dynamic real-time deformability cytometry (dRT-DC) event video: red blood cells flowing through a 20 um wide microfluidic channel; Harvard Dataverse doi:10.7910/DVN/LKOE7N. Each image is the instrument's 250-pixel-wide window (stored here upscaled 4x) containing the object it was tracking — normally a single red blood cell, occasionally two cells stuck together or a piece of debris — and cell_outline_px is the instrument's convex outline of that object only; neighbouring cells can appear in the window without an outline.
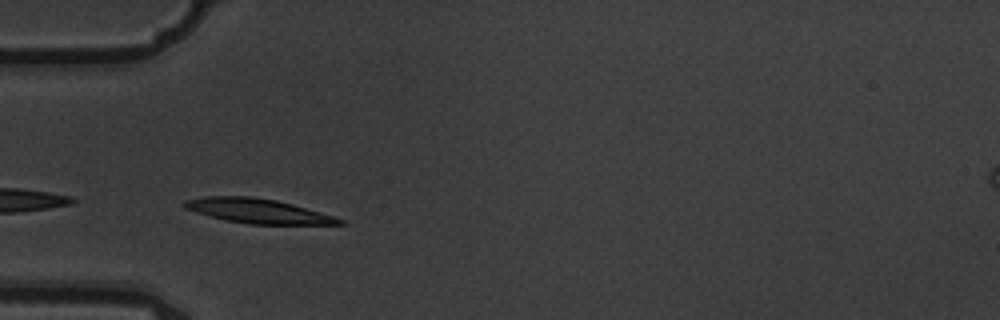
{"species": "common noctule bat (a hibernating species)", "species_latin": "Nyctalus noctula", "temperature_condition": "warm", "stored_images_in_passage": 3, "camera_frame_rate_fps": 3000, "um_per_image_px": 0.085, "animal": {"sex": "male", "body_mass_g": 19.5, "forearm_length_mm": 54.6}, "frame": {"image": 1, "passage_image": 2, "time_ms": 0.333, "image_size_px": [1000, 320], "cell_outline_px": [[348, 224], [248, 224], [224, 220], [208, 216], [184, 208], [180, 204], [184, 200], [204, 196], [252, 196], [276, 200], [292, 204], [336, 216], [344, 220]], "centroid_in_image_um": [21.9, 17.93], "position_along_channel_um": 63.1, "area_um2": 22.37}}
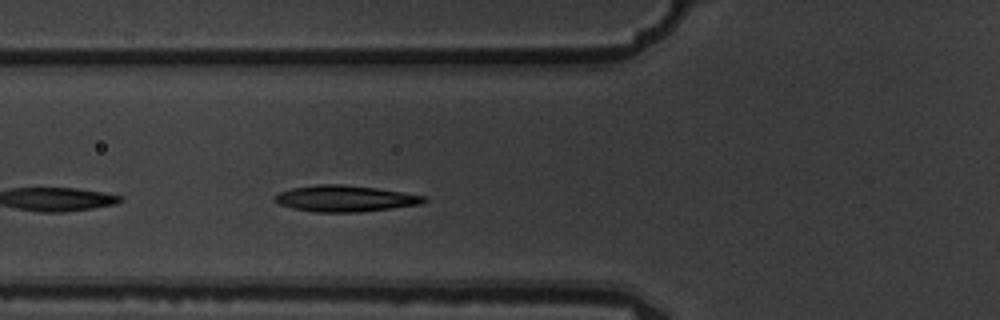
{"frame": {"image": 2, "passage_image": 3, "time_ms": 0.667, "image_size_px": [1000, 320], "cell_outline_px": [[428, 200], [420, 204], [392, 208], [360, 212], [316, 212], [292, 208], [280, 204], [272, 200], [272, 196], [280, 192], [292, 188], [316, 184], [340, 184], [376, 188], [404, 192], [428, 196]], "centroid_in_image_um": [29.33, 16.87], "position_along_channel_um": 96.5, "area_um2": 22.95}}